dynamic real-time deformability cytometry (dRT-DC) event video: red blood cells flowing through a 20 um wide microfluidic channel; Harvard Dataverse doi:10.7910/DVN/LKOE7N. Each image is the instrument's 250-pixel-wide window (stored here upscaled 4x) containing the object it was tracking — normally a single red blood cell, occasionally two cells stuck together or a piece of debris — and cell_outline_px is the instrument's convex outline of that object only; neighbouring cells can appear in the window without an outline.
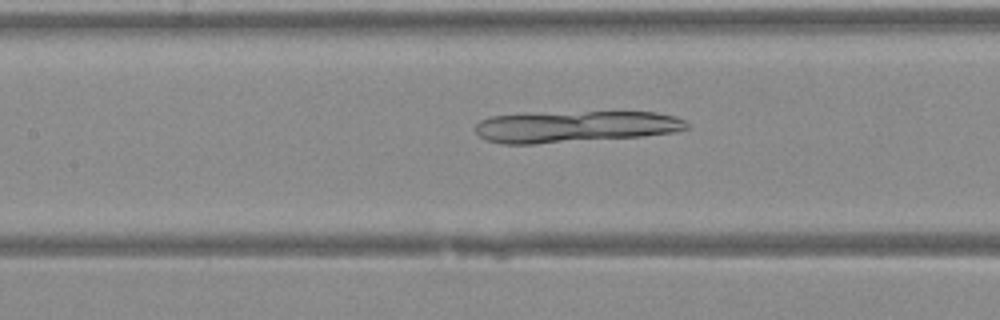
{"species": "Egyptian fruit bat (a non-hibernating species)", "species_latin": "Rousettus aegyptiacus", "temperature_condition": "warm", "stored_images_in_passage": 43, "camera_frame_rate_fps": 3000, "um_per_image_px": 0.085, "animal": {"sex": "female"}, "frame": {"image": 1, "passage_image": 21, "time_ms": 6.667, "image_size_px": [1000, 320], "cell_outline_px": [[688, 128], [676, 132], [640, 136], [536, 144], [500, 144], [488, 140], [480, 136], [476, 132], [476, 124], [480, 120], [492, 116], [524, 112], [656, 112], [676, 116], [684, 120], [688, 124]], "centroid_in_image_um": [48.85, 10.75], "position_along_channel_um": 158.5, "area_um2": 39.19}}
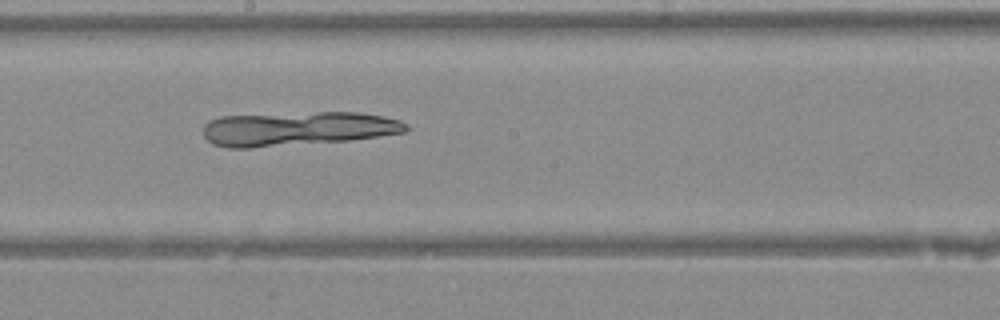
{"frame": {"image": 2, "passage_image": 25, "time_ms": 8.0, "image_size_px": [1000, 320], "cell_outline_px": [[408, 128], [404, 132], [348, 140], [248, 148], [228, 148], [212, 144], [204, 136], [204, 124], [208, 120], [220, 116], [320, 112], [356, 112], [384, 116], [400, 120], [408, 124]], "centroid_in_image_um": [25.25, 10.93], "position_along_channel_um": 222.9, "area_um2": 40.17}}
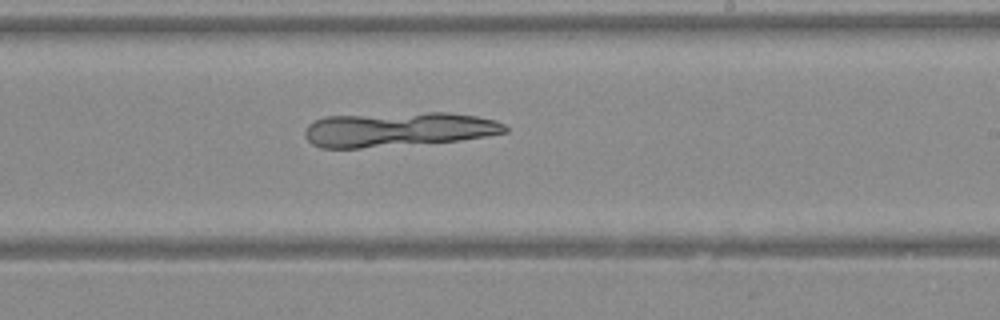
{"frame": {"image": 3, "passage_image": 27, "time_ms": 8.667, "image_size_px": [1000, 320], "cell_outline_px": [[508, 132], [488, 136], [460, 140], [360, 148], [320, 148], [312, 144], [304, 136], [304, 132], [308, 124], [324, 116], [428, 112], [448, 112], [476, 116], [496, 120], [504, 124], [508, 128]], "centroid_in_image_um": [33.84, 10.99], "position_along_channel_um": 255.2, "area_um2": 40.4}}